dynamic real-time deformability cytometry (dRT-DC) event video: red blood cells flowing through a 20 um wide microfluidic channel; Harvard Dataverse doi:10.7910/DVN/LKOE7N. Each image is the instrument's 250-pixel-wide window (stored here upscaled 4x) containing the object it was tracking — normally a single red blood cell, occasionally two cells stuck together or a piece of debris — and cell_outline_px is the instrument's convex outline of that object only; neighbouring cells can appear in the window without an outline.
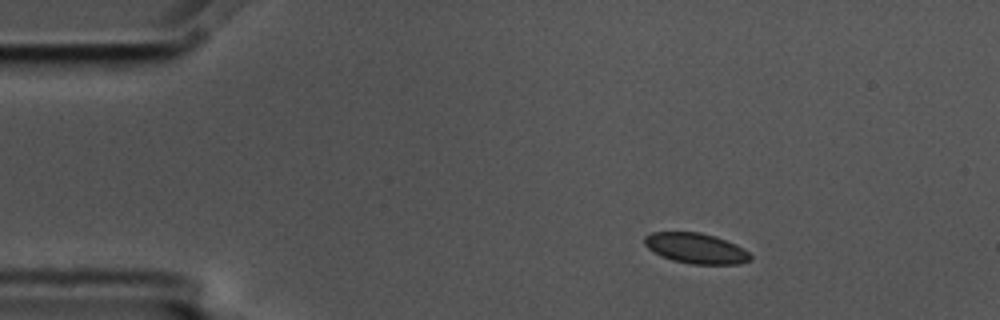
{"species": "common noctule bat (a hibernating species)", "species_latin": "Nyctalus noctula", "temperature_condition": "cold", "stored_images_in_passage": 3, "camera_frame_rate_fps": 3000, "um_per_image_px": 0.085, "animal": {"sex": "male", "body_mass_g": 17.5, "forearm_length_mm": 52.3}, "frame": {"image": 1, "passage_image": 1, "time_ms": 0.0, "image_size_px": [1000, 320], "cell_outline_px": [[752, 260], [740, 264], [692, 264], [672, 260], [660, 256], [648, 248], [644, 244], [644, 236], [652, 232], [700, 232], [716, 236], [736, 244], [744, 248], [752, 256]], "centroid_in_image_um": [59.17, 21.1], "position_along_channel_um": 25.8, "area_um2": 18.96}}